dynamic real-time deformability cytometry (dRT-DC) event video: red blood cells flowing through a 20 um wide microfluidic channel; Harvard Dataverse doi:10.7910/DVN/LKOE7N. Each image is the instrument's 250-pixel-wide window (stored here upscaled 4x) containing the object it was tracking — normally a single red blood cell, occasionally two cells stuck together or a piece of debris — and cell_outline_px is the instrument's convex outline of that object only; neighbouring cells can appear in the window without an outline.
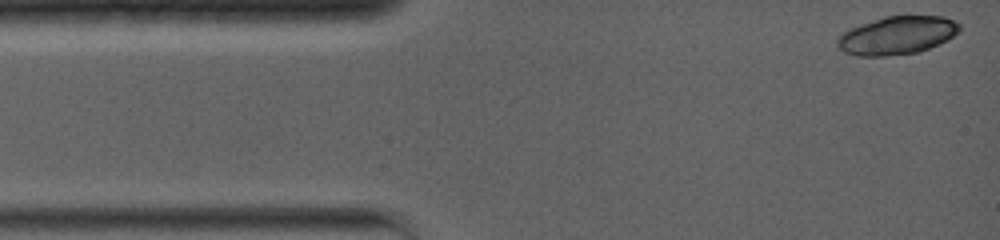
{"species": "common noctule bat (a hibernating species)", "species_latin": "Nyctalus noctula", "temperature_condition": "warm", "stored_images_in_passage": 4, "camera_frame_rate_fps": 5000, "um_per_image_px": 0.085, "animal": {"sex": "female", "body_mass_g": 19.0, "forearm_length_mm": 56.7}, "frame": {"image": 1, "passage_image": 1, "time_ms": 0.0, "image_size_px": [1000, 240], "cell_outline_px": [[960, 32], [948, 40], [920, 52], [888, 56], [856, 56], [844, 52], [836, 44], [836, 40], [844, 32], [860, 24], [884, 16], [944, 16], [960, 24]], "centroid_in_image_um": [76.27, 3.01], "position_along_channel_um": 8.7, "area_um2": 27.28}}